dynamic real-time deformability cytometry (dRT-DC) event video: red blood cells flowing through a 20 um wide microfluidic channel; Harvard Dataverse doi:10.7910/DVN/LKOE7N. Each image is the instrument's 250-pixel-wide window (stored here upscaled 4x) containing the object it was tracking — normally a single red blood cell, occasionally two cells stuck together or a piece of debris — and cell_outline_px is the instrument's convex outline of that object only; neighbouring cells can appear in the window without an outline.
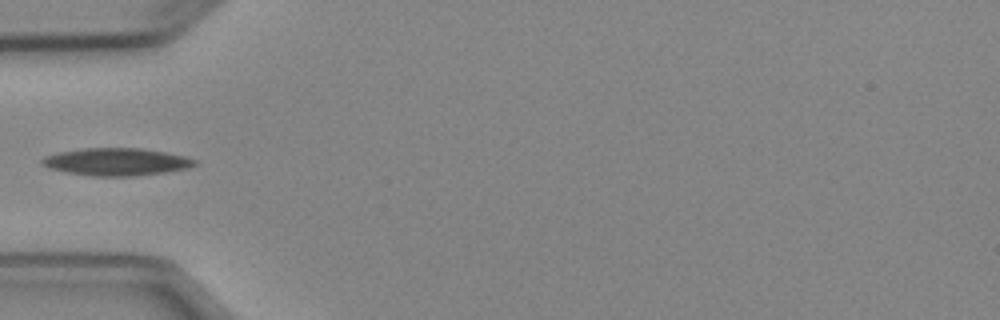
{"species": "Egyptian fruit bat (a non-hibernating species)", "species_latin": "Rousettus aegyptiacus", "temperature_condition": "cold", "stored_images_in_passage": 5, "camera_frame_rate_fps": 3000, "um_per_image_px": 0.085, "animal": {"sex": "female"}, "frame": {"image": 1, "passage_image": 5, "time_ms": 4.333, "image_size_px": [1000, 320], "cell_outline_px": [[196, 164], [188, 168], [164, 172], [132, 176], [92, 176], [68, 172], [48, 168], [40, 164], [40, 160], [44, 156], [60, 152], [84, 148], [140, 148], [164, 152], [184, 156], [196, 160]], "centroid_in_image_um": [9.85, 13.75], "position_along_channel_um": 75.1, "area_um2": 24.28}}